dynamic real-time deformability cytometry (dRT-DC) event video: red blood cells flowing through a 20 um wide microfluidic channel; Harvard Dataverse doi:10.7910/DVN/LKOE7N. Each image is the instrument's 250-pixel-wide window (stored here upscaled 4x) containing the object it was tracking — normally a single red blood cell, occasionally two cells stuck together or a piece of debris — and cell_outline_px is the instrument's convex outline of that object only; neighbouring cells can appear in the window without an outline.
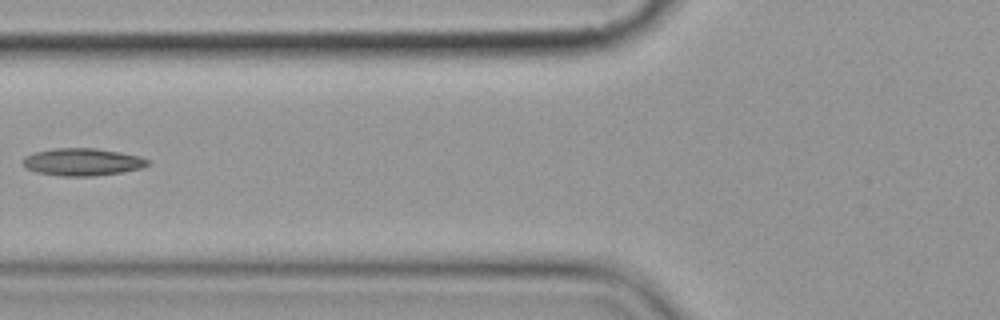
{"species": "common noctule bat (a hibernating species)", "species_latin": "Nyctalus noctula", "temperature_condition": "cold", "stored_images_in_passage": 4, "camera_frame_rate_fps": 3000, "um_per_image_px": 0.085, "animal": {"sex": "female", "body_mass_g": 19.9}, "frame": {"image": 1, "passage_image": 4, "time_ms": 3.333, "image_size_px": [1000, 320], "cell_outline_px": [[148, 164], [144, 168], [124, 172], [92, 176], [64, 176], [36, 172], [28, 168], [24, 164], [24, 156], [36, 152], [52, 148], [96, 148], [120, 152], [140, 156], [148, 160]], "centroid_in_image_um": [7.05, 13.76], "position_along_channel_um": 118.8, "area_um2": 19.88}}